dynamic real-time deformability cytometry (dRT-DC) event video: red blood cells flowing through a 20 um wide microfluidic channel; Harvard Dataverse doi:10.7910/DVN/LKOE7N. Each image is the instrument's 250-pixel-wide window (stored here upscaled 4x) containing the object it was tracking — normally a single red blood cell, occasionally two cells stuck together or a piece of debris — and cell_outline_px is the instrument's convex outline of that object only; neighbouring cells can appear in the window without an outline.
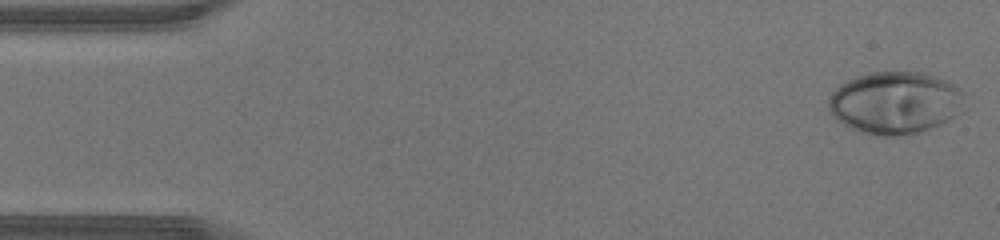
{"species": "human", "species_latin": "Homo sapiens", "temperature_condition": "warm", "stored_images_in_passage": 11, "camera_frame_rate_fps": 3000, "um_per_image_px": 0.085, "donor": {"sex": "male"}, "frame": {"image": 1, "passage_image": 1, "time_ms": 0.0, "image_size_px": [1000, 240], "cell_outline_px": [[964, 92], [960, 112], [956, 116], [940, 124], [920, 132], [892, 136], [880, 136], [864, 132], [852, 128], [844, 124], [828, 108], [828, 96], [840, 84], [856, 76], [872, 72], [924, 72], [944, 80], [960, 88]], "centroid_in_image_um": [76.09, 8.72], "position_along_channel_um": 8.9, "area_um2": 49.01}}